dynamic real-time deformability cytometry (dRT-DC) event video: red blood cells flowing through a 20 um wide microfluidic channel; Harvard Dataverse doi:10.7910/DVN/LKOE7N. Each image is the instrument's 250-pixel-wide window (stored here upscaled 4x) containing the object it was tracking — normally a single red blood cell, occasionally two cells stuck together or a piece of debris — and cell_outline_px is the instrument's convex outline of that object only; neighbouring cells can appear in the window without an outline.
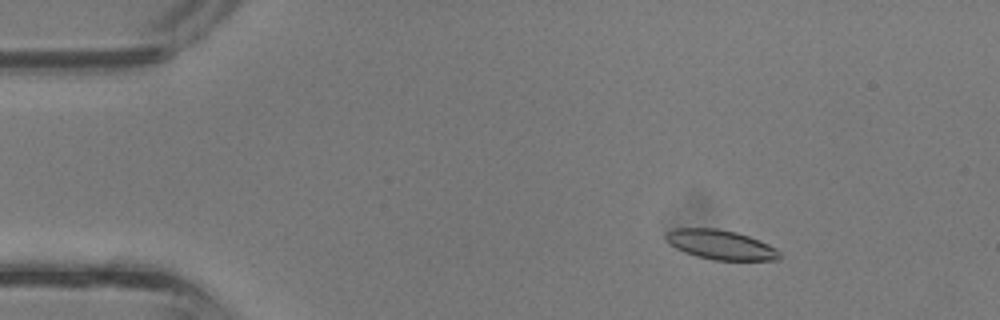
{"species": "common noctule bat (a hibernating species)", "species_latin": "Nyctalus noctula", "temperature_condition": "room temperature", "stored_images_in_passage": 38, "camera_frame_rate_fps": 3000, "um_per_image_px": 0.085, "animal": {"sex": "male", "body_mass_g": 13.3}, "frame": {"image": 1, "passage_image": 6, "time_ms": 1.667, "image_size_px": [1000, 320], "cell_outline_px": [[780, 260], [712, 260], [696, 256], [684, 252], [668, 244], [664, 236], [668, 232], [676, 228], [716, 228], [736, 232], [748, 236], [768, 244], [776, 248], [780, 252]], "centroid_in_image_um": [61.24, 20.81], "position_along_channel_um": 23.8, "area_um2": 19.59}}
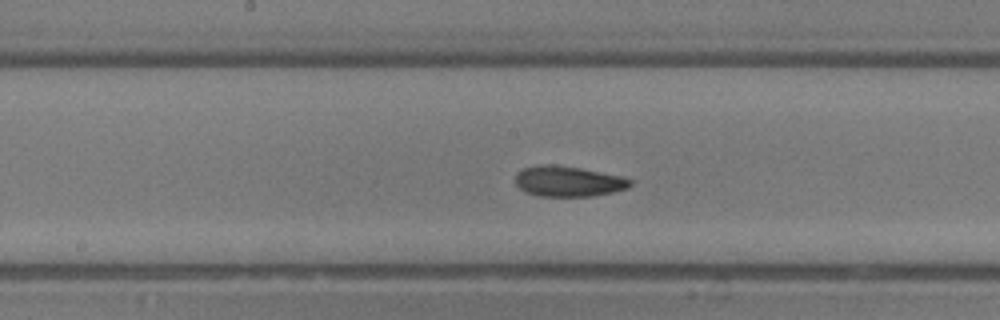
{"frame": {"image": 2, "passage_image": 20, "time_ms": 6.333, "image_size_px": [1000, 320], "cell_outline_px": [[632, 184], [628, 188], [612, 192], [592, 196], [540, 196], [524, 192], [516, 184], [516, 172], [524, 168], [540, 164], [552, 164], [580, 168], [620, 176], [632, 180]], "centroid_in_image_um": [48.28, 15.41], "position_along_channel_um": 199.9, "area_um2": 20.35}}
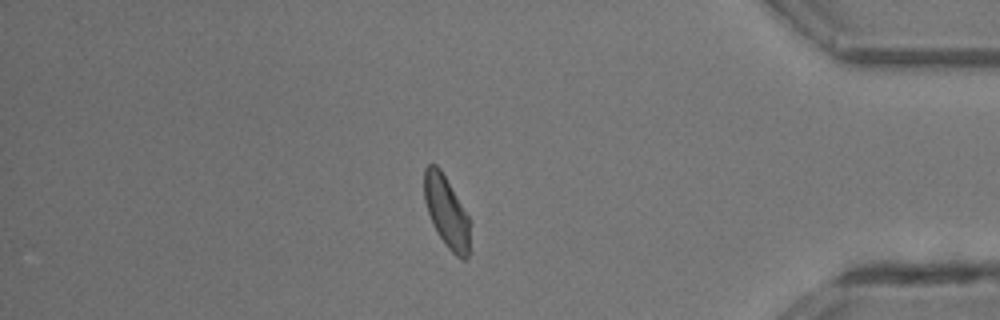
{"frame": {"image": 3, "passage_image": 33, "time_ms": 10.667, "image_size_px": [1000, 320], "cell_outline_px": [[472, 220], [468, 256], [464, 260], [460, 260], [448, 248], [436, 232], [432, 224], [424, 200], [424, 168], [428, 164], [436, 164], [440, 168]], "centroid_in_image_um": [37.98, 18.02], "position_along_channel_um": 397.2, "area_um2": 19.59}}